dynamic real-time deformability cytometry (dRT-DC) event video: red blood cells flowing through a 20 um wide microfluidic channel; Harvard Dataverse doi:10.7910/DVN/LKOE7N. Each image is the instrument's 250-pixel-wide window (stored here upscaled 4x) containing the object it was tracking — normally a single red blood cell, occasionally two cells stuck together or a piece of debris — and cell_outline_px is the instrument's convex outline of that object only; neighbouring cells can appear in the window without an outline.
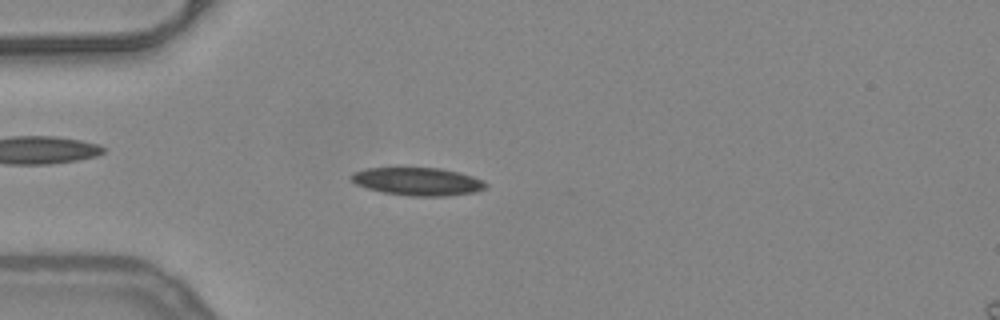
{"species": "common noctule bat (a hibernating species)", "species_latin": "Nyctalus noctula", "temperature_condition": "warm", "stored_images_in_passage": 47, "camera_frame_rate_fps": 3000, "um_per_image_px": 0.085, "animal": {"sex": "female", "body_mass_g": 24.6, "forearm_length_mm": 56.2}, "frame": {"image": 1, "passage_image": 15, "time_ms": 4.667, "image_size_px": [1000, 320], "cell_outline_px": [[488, 188], [476, 192], [448, 196], [412, 196], [384, 192], [368, 188], [356, 184], [348, 176], [352, 172], [368, 168], [440, 168], [472, 176], [484, 180], [488, 184]], "centroid_in_image_um": [35.54, 15.43], "position_along_channel_um": 49.5, "area_um2": 21.91}}
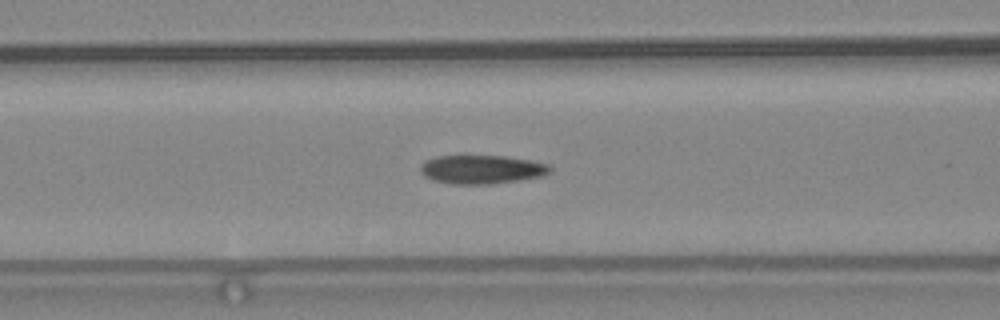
{"frame": {"image": 2, "passage_image": 23, "time_ms": 7.333, "image_size_px": [1000, 320], "cell_outline_px": [[552, 172], [544, 176], [488, 184], [452, 184], [432, 180], [424, 176], [420, 172], [420, 164], [424, 160], [436, 156], [508, 156], [532, 160], [548, 164], [552, 168]], "centroid_in_image_um": [40.94, 14.39], "position_along_channel_um": 125.7, "area_um2": 21.91}}
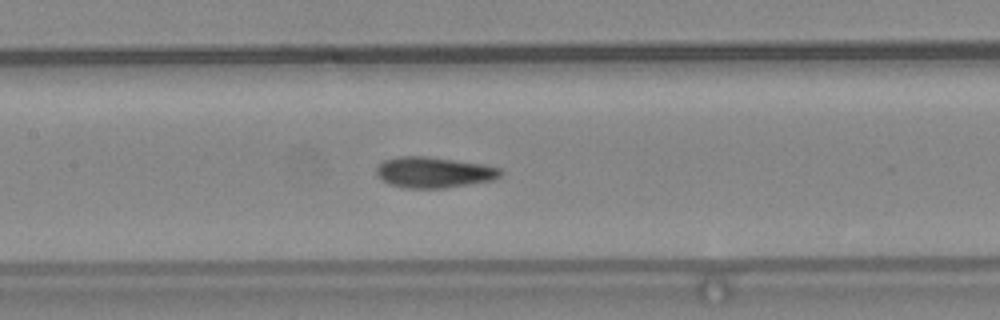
{"frame": {"image": 3, "passage_image": 27, "time_ms": 8.667, "image_size_px": [1000, 320], "cell_outline_px": [[504, 172], [496, 180], [444, 188], [408, 188], [388, 184], [380, 180], [376, 176], [376, 168], [384, 160], [400, 156], [424, 156], [484, 164], [500, 168]], "centroid_in_image_um": [36.88, 14.66], "position_along_channel_um": 170.5, "area_um2": 22.48}}